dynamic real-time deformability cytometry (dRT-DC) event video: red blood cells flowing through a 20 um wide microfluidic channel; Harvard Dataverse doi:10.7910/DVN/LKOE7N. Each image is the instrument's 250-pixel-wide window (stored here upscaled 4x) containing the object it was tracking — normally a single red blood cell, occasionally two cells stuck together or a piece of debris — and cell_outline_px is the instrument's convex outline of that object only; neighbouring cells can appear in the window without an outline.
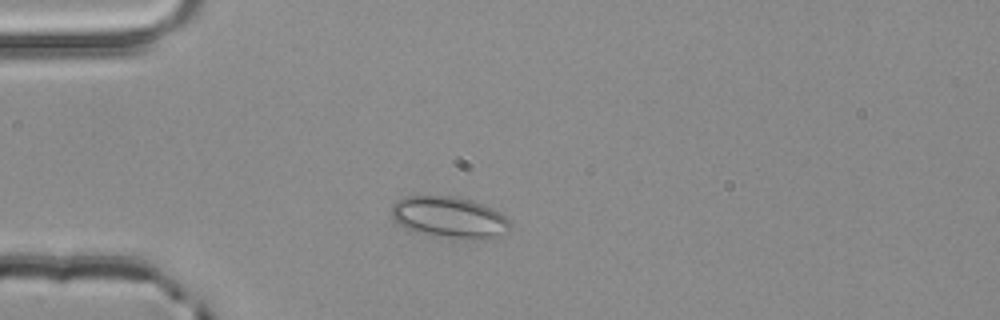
{"species": "common noctule bat (a hibernating species)", "species_latin": "Nyctalus noctula", "temperature_condition": "room temperature", "stored_images_in_passage": 3, "camera_frame_rate_fps": 3000, "um_per_image_px": 0.085, "animal": {"sex": "male", "body_mass_g": 20.4}, "frame": {"image": 1, "passage_image": 2, "time_ms": 0.333, "image_size_px": [1000, 320], "cell_outline_px": [[512, 228], [504, 236], [496, 240], [484, 240], [432, 236], [416, 232], [400, 224], [392, 216], [392, 204], [396, 200], [404, 196], [452, 196], [484, 204], [500, 212], [512, 224]], "centroid_in_image_um": [38.28, 18.5], "position_along_channel_um": 46.7, "area_um2": 29.07}}
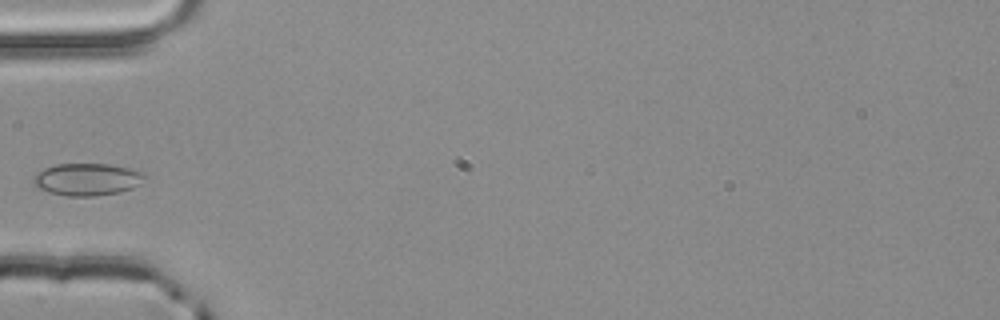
{"frame": {"image": 2, "passage_image": 3, "time_ms": 0.667, "image_size_px": [1000, 320], "cell_outline_px": [[148, 176], [132, 188], [120, 192], [96, 196], [68, 196], [48, 192], [32, 184], [32, 176], [44, 168], [56, 164], [108, 164], [128, 168], [144, 172]], "centroid_in_image_um": [7.38, 15.24], "position_along_channel_um": 77.6, "area_um2": 20.98}}